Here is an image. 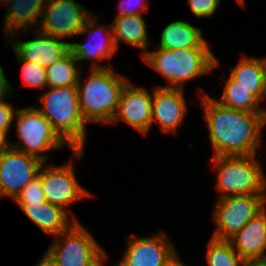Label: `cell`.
<instances>
[{"label":"cell","instance_id":"cell-17","mask_svg":"<svg viewBox=\"0 0 266 266\" xmlns=\"http://www.w3.org/2000/svg\"><path fill=\"white\" fill-rule=\"evenodd\" d=\"M96 19L97 18L95 17V19L93 20L90 15L87 18L86 23L81 29L79 35H82V33L92 34L93 32L98 34L101 33L103 36H105L106 33L111 34L106 35L103 39L104 41L100 43H69L70 53L76 58L77 62L85 59L88 60L89 58H93L94 60L99 59V62L104 59H107L109 61L112 59L113 53L118 50L114 42L113 32H110L112 30L111 24H107V26H98L96 25Z\"/></svg>","mask_w":266,"mask_h":266},{"label":"cell","instance_id":"cell-25","mask_svg":"<svg viewBox=\"0 0 266 266\" xmlns=\"http://www.w3.org/2000/svg\"><path fill=\"white\" fill-rule=\"evenodd\" d=\"M206 259L209 266H246V261L226 240L211 238Z\"/></svg>","mask_w":266,"mask_h":266},{"label":"cell","instance_id":"cell-37","mask_svg":"<svg viewBox=\"0 0 266 266\" xmlns=\"http://www.w3.org/2000/svg\"><path fill=\"white\" fill-rule=\"evenodd\" d=\"M237 2L239 3V5H241V7H244V6H245V5H244V3H245L244 0H237Z\"/></svg>","mask_w":266,"mask_h":266},{"label":"cell","instance_id":"cell-30","mask_svg":"<svg viewBox=\"0 0 266 266\" xmlns=\"http://www.w3.org/2000/svg\"><path fill=\"white\" fill-rule=\"evenodd\" d=\"M127 2H131L129 3L130 5H128V7H126L127 2H125V0H121L120 2V10L119 13L116 17H120V16H124V15H142V11L140 12L139 9L137 8V6L139 8H141L142 10H147V3L145 2L146 0H136L138 2H140L138 4V2H136L135 0H126ZM145 2V3H144ZM133 3V4H132ZM131 6V7H129Z\"/></svg>","mask_w":266,"mask_h":266},{"label":"cell","instance_id":"cell-34","mask_svg":"<svg viewBox=\"0 0 266 266\" xmlns=\"http://www.w3.org/2000/svg\"><path fill=\"white\" fill-rule=\"evenodd\" d=\"M246 266H266V260L249 261L246 262Z\"/></svg>","mask_w":266,"mask_h":266},{"label":"cell","instance_id":"cell-29","mask_svg":"<svg viewBox=\"0 0 266 266\" xmlns=\"http://www.w3.org/2000/svg\"><path fill=\"white\" fill-rule=\"evenodd\" d=\"M16 108H13V105L8 104L7 102L0 104V130H5L8 133V130L11 128Z\"/></svg>","mask_w":266,"mask_h":266},{"label":"cell","instance_id":"cell-4","mask_svg":"<svg viewBox=\"0 0 266 266\" xmlns=\"http://www.w3.org/2000/svg\"><path fill=\"white\" fill-rule=\"evenodd\" d=\"M142 57L170 83L169 88L183 89L185 81L208 74L219 64L209 47L159 48L147 51Z\"/></svg>","mask_w":266,"mask_h":266},{"label":"cell","instance_id":"cell-2","mask_svg":"<svg viewBox=\"0 0 266 266\" xmlns=\"http://www.w3.org/2000/svg\"><path fill=\"white\" fill-rule=\"evenodd\" d=\"M91 71L83 86L80 75L77 82L81 114L86 123H111L118 109L122 89L128 81L109 65L103 67L95 62Z\"/></svg>","mask_w":266,"mask_h":266},{"label":"cell","instance_id":"cell-19","mask_svg":"<svg viewBox=\"0 0 266 266\" xmlns=\"http://www.w3.org/2000/svg\"><path fill=\"white\" fill-rule=\"evenodd\" d=\"M45 0H7L6 4H10L8 7V12L4 15V29L5 32L12 33L16 36L19 32L18 30H27L39 25L37 19L42 17ZM13 3V4H12ZM38 21V23H37ZM33 25V26H31Z\"/></svg>","mask_w":266,"mask_h":266},{"label":"cell","instance_id":"cell-22","mask_svg":"<svg viewBox=\"0 0 266 266\" xmlns=\"http://www.w3.org/2000/svg\"><path fill=\"white\" fill-rule=\"evenodd\" d=\"M111 28L117 49L120 40H122L144 50L143 55L148 51L146 25L141 15L116 17L111 24Z\"/></svg>","mask_w":266,"mask_h":266},{"label":"cell","instance_id":"cell-20","mask_svg":"<svg viewBox=\"0 0 266 266\" xmlns=\"http://www.w3.org/2000/svg\"><path fill=\"white\" fill-rule=\"evenodd\" d=\"M266 59H257L243 55L235 68H230V76L239 85L248 88L259 101L264 99Z\"/></svg>","mask_w":266,"mask_h":266},{"label":"cell","instance_id":"cell-7","mask_svg":"<svg viewBox=\"0 0 266 266\" xmlns=\"http://www.w3.org/2000/svg\"><path fill=\"white\" fill-rule=\"evenodd\" d=\"M14 116L17 117V136L23 143H12V148L23 151L46 163L48 157L44 156L43 153L58 149L66 143L53 129L51 123L34 106L17 109Z\"/></svg>","mask_w":266,"mask_h":266},{"label":"cell","instance_id":"cell-21","mask_svg":"<svg viewBox=\"0 0 266 266\" xmlns=\"http://www.w3.org/2000/svg\"><path fill=\"white\" fill-rule=\"evenodd\" d=\"M191 47H208L200 28L179 20L170 23L162 31L159 48L175 50Z\"/></svg>","mask_w":266,"mask_h":266},{"label":"cell","instance_id":"cell-26","mask_svg":"<svg viewBox=\"0 0 266 266\" xmlns=\"http://www.w3.org/2000/svg\"><path fill=\"white\" fill-rule=\"evenodd\" d=\"M18 62L23 64L21 76L25 85L39 89L47 86L45 68L31 61L18 60Z\"/></svg>","mask_w":266,"mask_h":266},{"label":"cell","instance_id":"cell-15","mask_svg":"<svg viewBox=\"0 0 266 266\" xmlns=\"http://www.w3.org/2000/svg\"><path fill=\"white\" fill-rule=\"evenodd\" d=\"M60 40L62 39L41 33L33 40L15 41L12 43V47L17 55V60L31 61L46 69L70 52V42Z\"/></svg>","mask_w":266,"mask_h":266},{"label":"cell","instance_id":"cell-36","mask_svg":"<svg viewBox=\"0 0 266 266\" xmlns=\"http://www.w3.org/2000/svg\"><path fill=\"white\" fill-rule=\"evenodd\" d=\"M5 76V72L3 70V68L0 65V80Z\"/></svg>","mask_w":266,"mask_h":266},{"label":"cell","instance_id":"cell-32","mask_svg":"<svg viewBox=\"0 0 266 266\" xmlns=\"http://www.w3.org/2000/svg\"><path fill=\"white\" fill-rule=\"evenodd\" d=\"M161 266H185L181 260H179L176 250H174L162 263Z\"/></svg>","mask_w":266,"mask_h":266},{"label":"cell","instance_id":"cell-16","mask_svg":"<svg viewBox=\"0 0 266 266\" xmlns=\"http://www.w3.org/2000/svg\"><path fill=\"white\" fill-rule=\"evenodd\" d=\"M266 208L228 241L246 261L266 260Z\"/></svg>","mask_w":266,"mask_h":266},{"label":"cell","instance_id":"cell-33","mask_svg":"<svg viewBox=\"0 0 266 266\" xmlns=\"http://www.w3.org/2000/svg\"><path fill=\"white\" fill-rule=\"evenodd\" d=\"M6 135L7 132L5 130H0V154L11 147V142H8Z\"/></svg>","mask_w":266,"mask_h":266},{"label":"cell","instance_id":"cell-31","mask_svg":"<svg viewBox=\"0 0 266 266\" xmlns=\"http://www.w3.org/2000/svg\"><path fill=\"white\" fill-rule=\"evenodd\" d=\"M6 75L0 80V104L5 103L6 97H9L8 94L12 93L13 88L8 84Z\"/></svg>","mask_w":266,"mask_h":266},{"label":"cell","instance_id":"cell-38","mask_svg":"<svg viewBox=\"0 0 266 266\" xmlns=\"http://www.w3.org/2000/svg\"><path fill=\"white\" fill-rule=\"evenodd\" d=\"M264 97H266V74H265V92H264Z\"/></svg>","mask_w":266,"mask_h":266},{"label":"cell","instance_id":"cell-8","mask_svg":"<svg viewBox=\"0 0 266 266\" xmlns=\"http://www.w3.org/2000/svg\"><path fill=\"white\" fill-rule=\"evenodd\" d=\"M266 195H233L219 198L214 212L217 229L212 238L231 239L265 208Z\"/></svg>","mask_w":266,"mask_h":266},{"label":"cell","instance_id":"cell-1","mask_svg":"<svg viewBox=\"0 0 266 266\" xmlns=\"http://www.w3.org/2000/svg\"><path fill=\"white\" fill-rule=\"evenodd\" d=\"M209 129L213 156H249L256 154L266 113L238 111L222 106L209 96L201 99Z\"/></svg>","mask_w":266,"mask_h":266},{"label":"cell","instance_id":"cell-28","mask_svg":"<svg viewBox=\"0 0 266 266\" xmlns=\"http://www.w3.org/2000/svg\"><path fill=\"white\" fill-rule=\"evenodd\" d=\"M221 0H188L191 11L198 17H210L215 14Z\"/></svg>","mask_w":266,"mask_h":266},{"label":"cell","instance_id":"cell-27","mask_svg":"<svg viewBox=\"0 0 266 266\" xmlns=\"http://www.w3.org/2000/svg\"><path fill=\"white\" fill-rule=\"evenodd\" d=\"M16 204H32L46 202L41 178L35 177L16 197Z\"/></svg>","mask_w":266,"mask_h":266},{"label":"cell","instance_id":"cell-3","mask_svg":"<svg viewBox=\"0 0 266 266\" xmlns=\"http://www.w3.org/2000/svg\"><path fill=\"white\" fill-rule=\"evenodd\" d=\"M40 96L39 100L43 107L37 110L51 123L57 134L69 144L76 157L82 158L86 139V121L79 108L77 86L50 88Z\"/></svg>","mask_w":266,"mask_h":266},{"label":"cell","instance_id":"cell-9","mask_svg":"<svg viewBox=\"0 0 266 266\" xmlns=\"http://www.w3.org/2000/svg\"><path fill=\"white\" fill-rule=\"evenodd\" d=\"M38 158L10 147L0 154V197L14 200L38 176L44 165Z\"/></svg>","mask_w":266,"mask_h":266},{"label":"cell","instance_id":"cell-14","mask_svg":"<svg viewBox=\"0 0 266 266\" xmlns=\"http://www.w3.org/2000/svg\"><path fill=\"white\" fill-rule=\"evenodd\" d=\"M186 101L183 89L156 86L152 95V124L158 122L163 132H176L184 119Z\"/></svg>","mask_w":266,"mask_h":266},{"label":"cell","instance_id":"cell-13","mask_svg":"<svg viewBox=\"0 0 266 266\" xmlns=\"http://www.w3.org/2000/svg\"><path fill=\"white\" fill-rule=\"evenodd\" d=\"M164 231L152 237L128 238L124 258L115 266H161L175 250Z\"/></svg>","mask_w":266,"mask_h":266},{"label":"cell","instance_id":"cell-11","mask_svg":"<svg viewBox=\"0 0 266 266\" xmlns=\"http://www.w3.org/2000/svg\"><path fill=\"white\" fill-rule=\"evenodd\" d=\"M38 176L41 178L46 201L63 209L65 206L90 195L77 181L72 162L61 166L43 167L42 165Z\"/></svg>","mask_w":266,"mask_h":266},{"label":"cell","instance_id":"cell-12","mask_svg":"<svg viewBox=\"0 0 266 266\" xmlns=\"http://www.w3.org/2000/svg\"><path fill=\"white\" fill-rule=\"evenodd\" d=\"M124 120L141 134L146 135L152 126V95L145 88L129 82L122 89L118 109L111 123Z\"/></svg>","mask_w":266,"mask_h":266},{"label":"cell","instance_id":"cell-35","mask_svg":"<svg viewBox=\"0 0 266 266\" xmlns=\"http://www.w3.org/2000/svg\"><path fill=\"white\" fill-rule=\"evenodd\" d=\"M36 266H54L49 260L48 258L44 255V257L40 260V262L38 263V265Z\"/></svg>","mask_w":266,"mask_h":266},{"label":"cell","instance_id":"cell-18","mask_svg":"<svg viewBox=\"0 0 266 266\" xmlns=\"http://www.w3.org/2000/svg\"><path fill=\"white\" fill-rule=\"evenodd\" d=\"M17 205L44 233L52 236L68 230L77 221L75 216L70 221L65 209L47 201Z\"/></svg>","mask_w":266,"mask_h":266},{"label":"cell","instance_id":"cell-23","mask_svg":"<svg viewBox=\"0 0 266 266\" xmlns=\"http://www.w3.org/2000/svg\"><path fill=\"white\" fill-rule=\"evenodd\" d=\"M218 101L222 106L238 111L251 113H266L259 108V100L249 92L248 88L239 85L231 76L224 85L223 95Z\"/></svg>","mask_w":266,"mask_h":266},{"label":"cell","instance_id":"cell-10","mask_svg":"<svg viewBox=\"0 0 266 266\" xmlns=\"http://www.w3.org/2000/svg\"><path fill=\"white\" fill-rule=\"evenodd\" d=\"M39 27L40 33L63 39L79 35L90 16L81 4L74 0H46Z\"/></svg>","mask_w":266,"mask_h":266},{"label":"cell","instance_id":"cell-5","mask_svg":"<svg viewBox=\"0 0 266 266\" xmlns=\"http://www.w3.org/2000/svg\"><path fill=\"white\" fill-rule=\"evenodd\" d=\"M256 154L249 156H213L218 168L216 186L219 198L233 195H266V179Z\"/></svg>","mask_w":266,"mask_h":266},{"label":"cell","instance_id":"cell-6","mask_svg":"<svg viewBox=\"0 0 266 266\" xmlns=\"http://www.w3.org/2000/svg\"><path fill=\"white\" fill-rule=\"evenodd\" d=\"M45 256L54 266H103L106 253L77 220L55 236Z\"/></svg>","mask_w":266,"mask_h":266},{"label":"cell","instance_id":"cell-24","mask_svg":"<svg viewBox=\"0 0 266 266\" xmlns=\"http://www.w3.org/2000/svg\"><path fill=\"white\" fill-rule=\"evenodd\" d=\"M76 58L69 52L60 61L48 66L46 71L47 87L63 88L77 86L79 68L76 67Z\"/></svg>","mask_w":266,"mask_h":266}]
</instances>
